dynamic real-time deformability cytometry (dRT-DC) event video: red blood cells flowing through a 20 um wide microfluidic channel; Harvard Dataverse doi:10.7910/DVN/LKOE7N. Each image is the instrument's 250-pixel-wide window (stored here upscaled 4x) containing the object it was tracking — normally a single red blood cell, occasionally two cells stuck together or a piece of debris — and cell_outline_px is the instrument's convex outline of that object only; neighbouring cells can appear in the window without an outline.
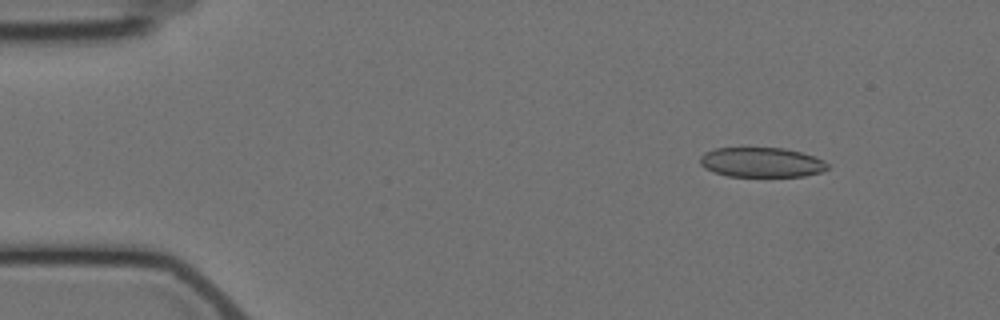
{"species": "Egyptian fruit bat (a non-hibernating species)", "species_latin": "Rousettus aegyptiacus", "temperature_condition": "cold", "stored_images_in_passage": 3, "camera_frame_rate_fps": 3000, "um_per_image_px": 0.085, "animal": {"sex": "female"}, "frame": {"image": 1, "passage_image": 1, "time_ms": 0.0, "image_size_px": [1000, 320], "cell_outline_px": [[828, 168], [820, 172], [804, 176], [728, 176], [712, 172], [704, 168], [700, 164], [700, 156], [704, 152], [716, 148], [784, 148], [800, 152], [824, 160], [828, 164]], "centroid_in_image_um": [64.69, 13.8], "position_along_channel_um": 20.3, "area_um2": 22.08}}